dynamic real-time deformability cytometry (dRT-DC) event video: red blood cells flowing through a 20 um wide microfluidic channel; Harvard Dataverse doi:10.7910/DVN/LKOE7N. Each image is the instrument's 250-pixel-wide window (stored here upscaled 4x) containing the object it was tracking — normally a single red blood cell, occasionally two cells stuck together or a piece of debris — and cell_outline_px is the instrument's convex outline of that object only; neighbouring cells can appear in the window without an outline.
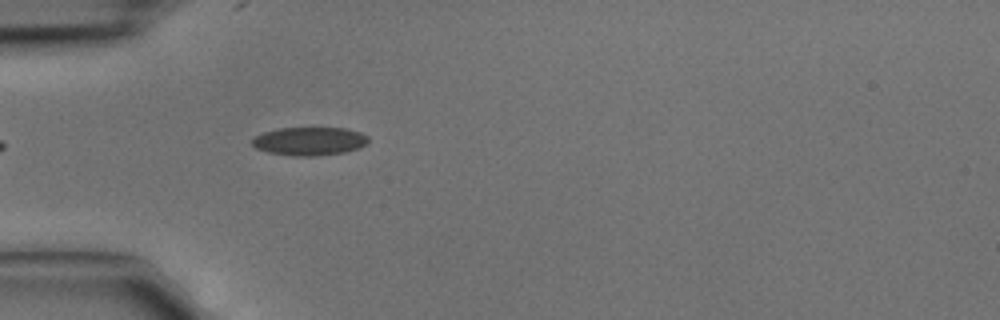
{"species": "common noctule bat (a hibernating species)", "species_latin": "Nyctalus noctula", "temperature_condition": "cold", "stored_images_in_passage": 4, "camera_frame_rate_fps": 3000, "um_per_image_px": 0.085, "animal": {"sex": "male", "body_mass_g": 15.6}, "frame": {"image": 1, "passage_image": 4, "time_ms": 1.0, "image_size_px": [1000, 320], "cell_outline_px": [[368, 144], [360, 148], [344, 152], [312, 156], [296, 156], [268, 152], [256, 148], [252, 144], [252, 140], [256, 136], [264, 132], [280, 128], [344, 128], [360, 132], [368, 136]], "centroid_in_image_um": [26.34, 12.0], "position_along_channel_um": 58.7, "area_um2": 19.07}}